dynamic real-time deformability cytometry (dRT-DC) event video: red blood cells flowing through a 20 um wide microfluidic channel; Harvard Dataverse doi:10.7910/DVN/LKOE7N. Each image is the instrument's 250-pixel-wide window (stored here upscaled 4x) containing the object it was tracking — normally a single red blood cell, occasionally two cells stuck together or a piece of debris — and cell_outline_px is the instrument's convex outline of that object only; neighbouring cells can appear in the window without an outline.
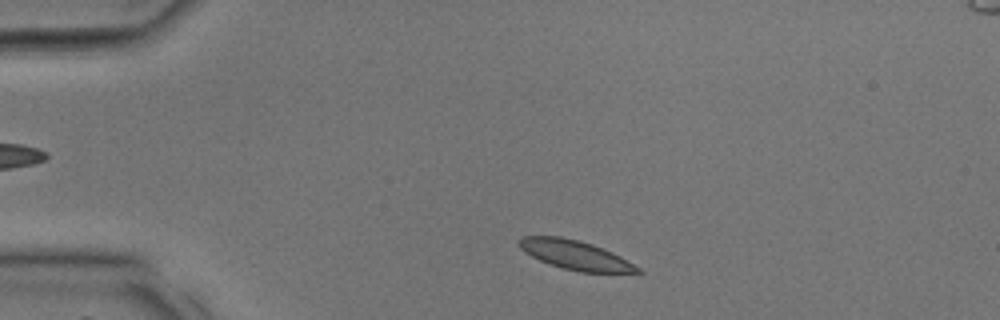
{"species": "common noctule bat (a hibernating species)", "species_latin": "Nyctalus noctula", "temperature_condition": "room temperature", "stored_images_in_passage": 29, "camera_frame_rate_fps": 3000, "um_per_image_px": 0.085, "animal": {"sex": "male", "body_mass_g": 17.9, "forearm_length_mm": 54.2}, "frame": {"image": 1, "passage_image": 2, "time_ms": 0.333, "image_size_px": [1000, 320], "cell_outline_px": [[644, 272], [580, 272], [548, 264], [524, 252], [520, 248], [520, 240], [524, 236], [560, 236], [580, 240], [592, 244], [612, 252], [620, 256], [640, 268]], "centroid_in_image_um": [48.89, 21.67], "position_along_channel_um": 36.1, "area_um2": 19.88}}
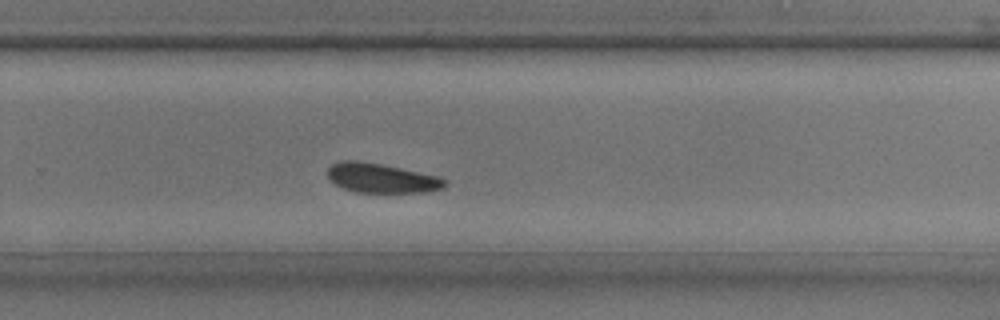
{"frame": {"image": 2, "passage_image": 18, "time_ms": 5.667, "image_size_px": [1000, 320], "cell_outline_px": [[448, 184], [444, 188], [424, 192], [356, 192], [344, 188], [328, 180], [328, 168], [332, 164], [344, 160], [356, 160], [380, 164], [440, 176], [448, 180]], "centroid_in_image_um": [32.46, 15.14], "position_along_channel_um": 297.3, "area_um2": 20.11}}
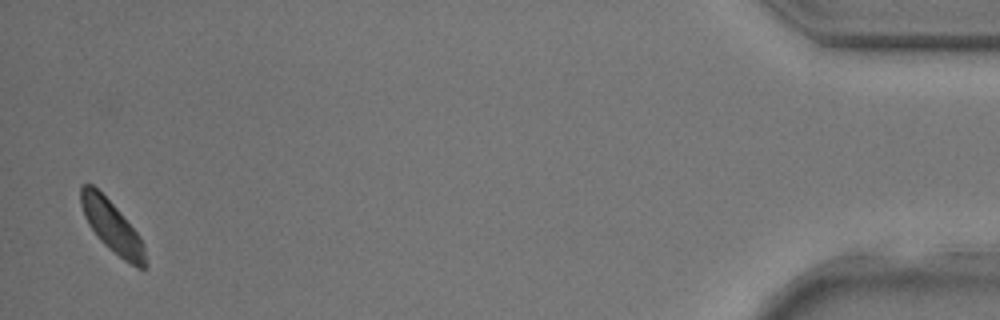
{"frame": {"image": 3, "passage_image": 29, "time_ms": 9.333, "image_size_px": [1000, 320], "cell_outline_px": [[148, 268], [140, 268], [124, 260], [108, 248], [100, 240], [88, 224], [84, 216], [80, 204], [80, 184], [92, 184], [120, 212], [140, 236], [144, 244], [148, 264]], "centroid_in_image_um": [9.53, 19.28], "position_along_channel_um": 425.7, "area_um2": 19.36}}